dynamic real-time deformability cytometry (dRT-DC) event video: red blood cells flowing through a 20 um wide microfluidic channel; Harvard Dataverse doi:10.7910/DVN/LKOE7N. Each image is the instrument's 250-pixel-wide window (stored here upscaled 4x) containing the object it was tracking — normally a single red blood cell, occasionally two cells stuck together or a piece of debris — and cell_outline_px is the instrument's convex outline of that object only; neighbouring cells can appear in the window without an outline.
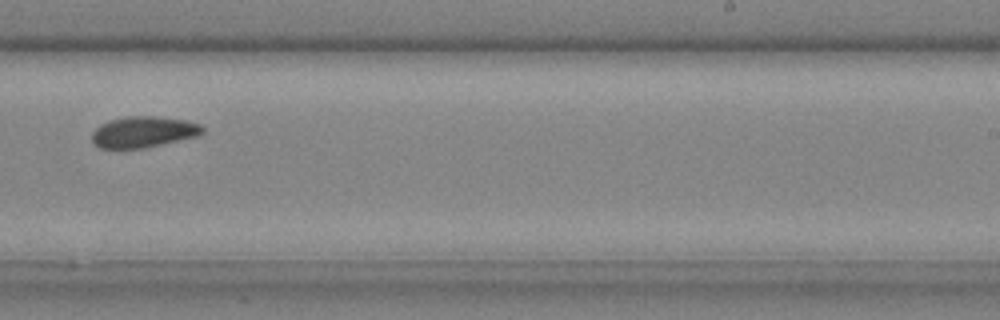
{"species": "common noctule bat (a hibernating species)", "species_latin": "Nyctalus noctula", "temperature_condition": "cold", "stored_images_in_passage": 20, "camera_frame_rate_fps": 3000, "um_per_image_px": 0.085, "animal": {"sex": "male", "body_mass_g": 20.4}, "frame": {"image": 1, "passage_image": 12, "time_ms": 3.667, "image_size_px": [1000, 320], "cell_outline_px": [[204, 132], [196, 136], [144, 148], [100, 148], [92, 140], [92, 132], [100, 124], [112, 120], [128, 116], [152, 116], [184, 120], [200, 124], [204, 128]], "centroid_in_image_um": [12.18, 11.21], "position_along_channel_um": 276.8, "area_um2": 19.71}}